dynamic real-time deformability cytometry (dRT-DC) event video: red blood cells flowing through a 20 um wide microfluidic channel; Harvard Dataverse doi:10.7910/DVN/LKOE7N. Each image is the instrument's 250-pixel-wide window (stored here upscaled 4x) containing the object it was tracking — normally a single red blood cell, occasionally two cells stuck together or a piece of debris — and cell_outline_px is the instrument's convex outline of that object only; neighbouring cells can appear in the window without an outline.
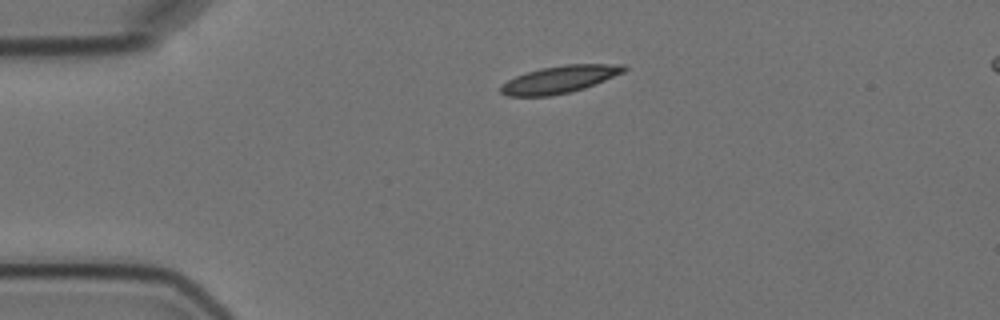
{"species": "Egyptian fruit bat (a non-hibernating species)", "species_latin": "Rousettus aegyptiacus", "temperature_condition": "cold", "stored_images_in_passage": 2, "camera_frame_rate_fps": 3000, "um_per_image_px": 0.085, "animal": {"sex": "female"}, "frame": {"image": 1, "passage_image": 1, "time_ms": 0.0, "image_size_px": [1000, 320], "cell_outline_px": [[628, 68], [624, 72], [584, 88], [568, 92], [548, 96], [508, 96], [500, 92], [500, 84], [516, 76], [540, 68], [564, 64], [624, 64]], "centroid_in_image_um": [47.55, 6.74], "position_along_channel_um": 37.4, "area_um2": 19.48}}